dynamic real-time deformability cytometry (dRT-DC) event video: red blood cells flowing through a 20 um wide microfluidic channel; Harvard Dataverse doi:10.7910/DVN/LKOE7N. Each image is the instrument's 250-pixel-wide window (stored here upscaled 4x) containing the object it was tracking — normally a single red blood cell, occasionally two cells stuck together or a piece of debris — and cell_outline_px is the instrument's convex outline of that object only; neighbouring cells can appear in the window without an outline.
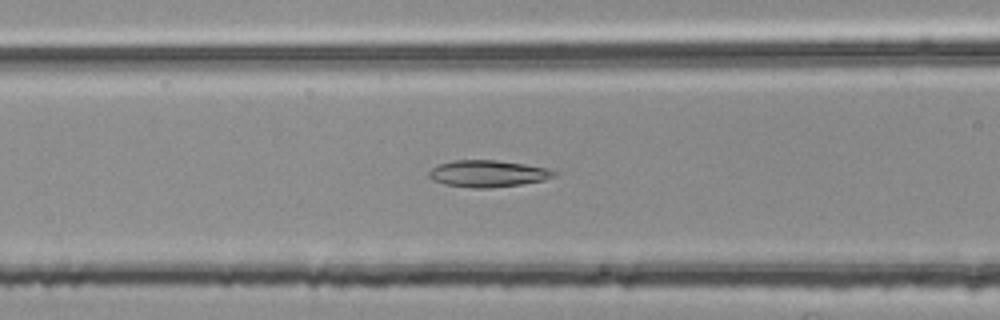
{"species": "common noctule bat (a hibernating species)", "species_latin": "Nyctalus noctula", "temperature_condition": "room temperature", "stored_images_in_passage": 46, "camera_frame_rate_fps": 3000, "um_per_image_px": 0.085, "animal": {"sex": "female", "body_mass_g": 25.1}, "frame": {"image": 1, "passage_image": 18, "time_ms": 5.667, "image_size_px": [1000, 320], "cell_outline_px": [[556, 176], [544, 180], [520, 184], [492, 188], [472, 188], [444, 184], [432, 180], [428, 176], [428, 172], [436, 164], [452, 160], [496, 160], [524, 164], [548, 168], [556, 172]], "centroid_in_image_um": [41.43, 14.75], "position_along_channel_um": 125.2, "area_um2": 19.65}}
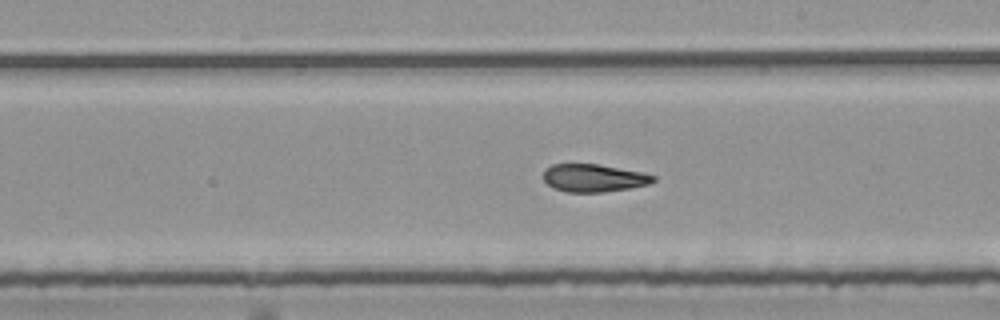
{"frame": {"image": 2, "passage_image": 27, "time_ms": 8.667, "image_size_px": [1000, 320], "cell_outline_px": [[656, 180], [648, 184], [632, 188], [604, 192], [564, 192], [552, 188], [544, 180], [544, 168], [552, 164], [596, 164], [640, 172], [656, 176]], "centroid_in_image_um": [50.44, 15.14], "position_along_channel_um": 238.6, "area_um2": 17.8}}
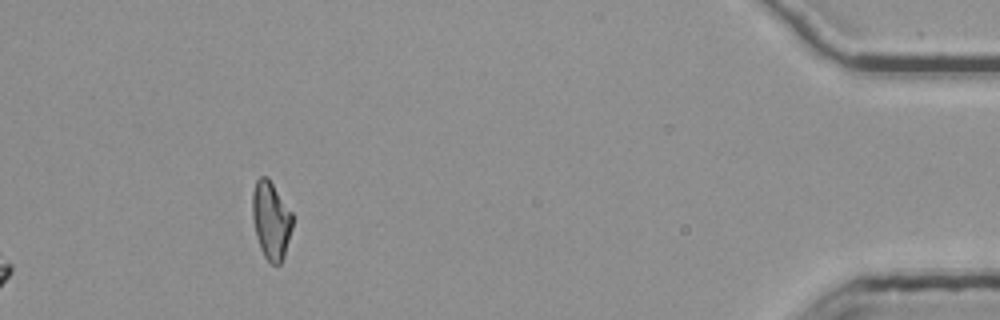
{"frame": {"image": 3, "passage_image": 46, "time_ms": 15.0, "image_size_px": [1000, 320], "cell_outline_px": [[292, 228], [284, 256], [280, 264], [272, 264], [264, 256], [260, 248], [256, 236], [252, 220], [252, 192], [256, 180], [260, 176], [268, 176], [292, 212]], "centroid_in_image_um": [23.02, 18.69], "position_along_channel_um": 412.2, "area_um2": 18.32}, "authors_computed_cell_mechanics": {"area_um2": 19.0162, "velocity_mm_per_s": 3.7861, "shape_relaxation_time_tau1_ms": 6.3544, "shape_relaxation_time_tau2_ms": 2.6351, "deformation_change_tau1": 0.1682, "deformation_change_tau2": 0.1035}}